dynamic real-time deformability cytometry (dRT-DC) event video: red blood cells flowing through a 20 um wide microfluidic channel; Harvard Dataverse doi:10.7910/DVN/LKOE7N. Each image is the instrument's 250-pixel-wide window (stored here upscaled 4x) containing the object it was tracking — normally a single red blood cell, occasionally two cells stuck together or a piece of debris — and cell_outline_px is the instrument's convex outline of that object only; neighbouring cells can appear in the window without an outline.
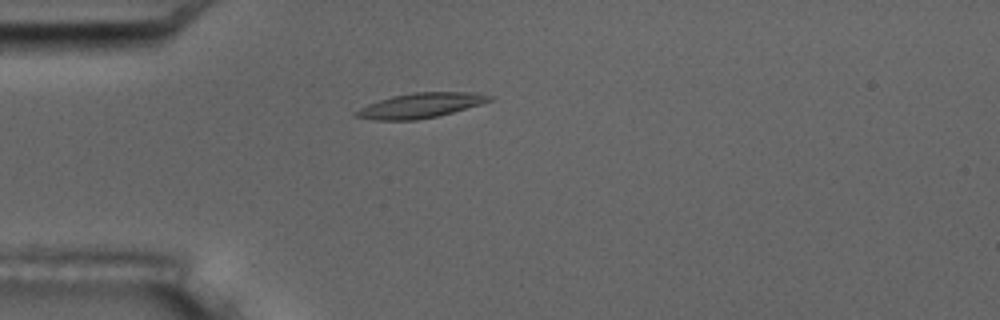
{"species": "common noctule bat (a hibernating species)", "species_latin": "Nyctalus noctula", "temperature_condition": "room temperature", "stored_images_in_passage": 5, "camera_frame_rate_fps": 3000, "um_per_image_px": 0.085, "animal": {"sex": "male", "body_mass_g": 17.5, "forearm_length_mm": 52.3}, "frame": {"image": 1, "passage_image": 4, "time_ms": 4.333, "image_size_px": [1000, 320], "cell_outline_px": [[496, 96], [492, 100], [480, 104], [452, 112], [436, 116], [416, 120], [376, 120], [352, 116], [352, 112], [368, 104], [392, 96], [412, 92], [476, 92]], "centroid_in_image_um": [35.74, 8.95], "position_along_channel_um": 49.3, "area_um2": 19.36}}